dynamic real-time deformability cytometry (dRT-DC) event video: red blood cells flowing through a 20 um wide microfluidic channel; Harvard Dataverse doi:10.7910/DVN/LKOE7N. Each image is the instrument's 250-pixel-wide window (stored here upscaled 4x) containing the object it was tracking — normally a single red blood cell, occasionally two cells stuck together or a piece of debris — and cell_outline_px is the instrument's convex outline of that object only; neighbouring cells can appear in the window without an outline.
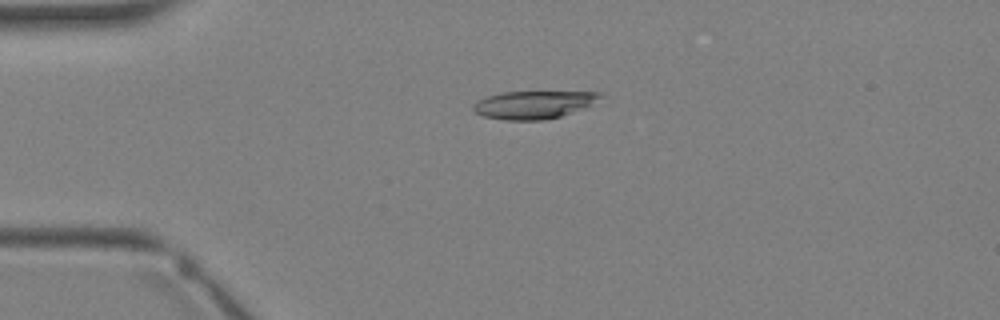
{"species": "Egyptian fruit bat (a non-hibernating species)", "species_latin": "Rousettus aegyptiacus", "temperature_condition": "warm", "stored_images_in_passage": 2, "camera_frame_rate_fps": 3000, "um_per_image_px": 0.085, "animal": {"sex": "female"}, "frame": {"image": 1, "passage_image": 1, "time_ms": 0.0, "image_size_px": [1000, 320], "cell_outline_px": [[604, 96], [584, 108], [560, 116], [544, 120], [504, 120], [484, 116], [476, 112], [472, 108], [472, 104], [476, 100], [500, 92], [604, 92]], "centroid_in_image_um": [45.34, 8.89], "position_along_channel_um": 39.7, "area_um2": 20.58}}